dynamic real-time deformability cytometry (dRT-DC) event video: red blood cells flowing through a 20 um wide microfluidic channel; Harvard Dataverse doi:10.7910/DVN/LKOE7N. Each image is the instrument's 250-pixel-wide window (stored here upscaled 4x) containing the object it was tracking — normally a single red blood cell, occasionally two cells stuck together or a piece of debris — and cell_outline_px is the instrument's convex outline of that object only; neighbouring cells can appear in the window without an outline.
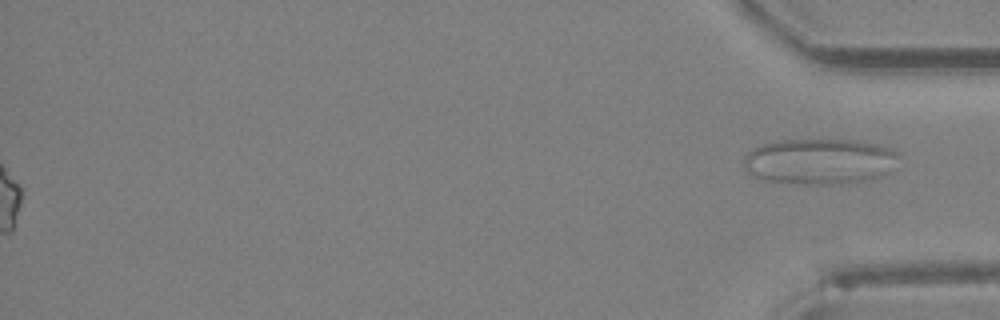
{"species": "Egyptian fruit bat (a non-hibernating species)", "species_latin": "Rousettus aegyptiacus", "temperature_condition": "room temperature", "stored_images_in_passage": 20, "segment_of_instrument_passage": [2, 2], "camera_frame_rate_fps": 3000, "um_per_image_px": 0.085, "animal": {"sex": "female"}, "frame": {"image": 1, "passage_image": 20, "time_ms": 6.333, "image_size_px": [1000, 320], "cell_outline_px": [[896, 156], [888, 172], [884, 176], [876, 180], [844, 184], [800, 184], [768, 180], [756, 176], [748, 172], [744, 168], [744, 156], [752, 148], [760, 144], [776, 140], [852, 140], [876, 144], [888, 148], [896, 152]], "centroid_in_image_um": [69.64, 13.73], "position_along_channel_um": 365.6, "area_um2": 41.38}}